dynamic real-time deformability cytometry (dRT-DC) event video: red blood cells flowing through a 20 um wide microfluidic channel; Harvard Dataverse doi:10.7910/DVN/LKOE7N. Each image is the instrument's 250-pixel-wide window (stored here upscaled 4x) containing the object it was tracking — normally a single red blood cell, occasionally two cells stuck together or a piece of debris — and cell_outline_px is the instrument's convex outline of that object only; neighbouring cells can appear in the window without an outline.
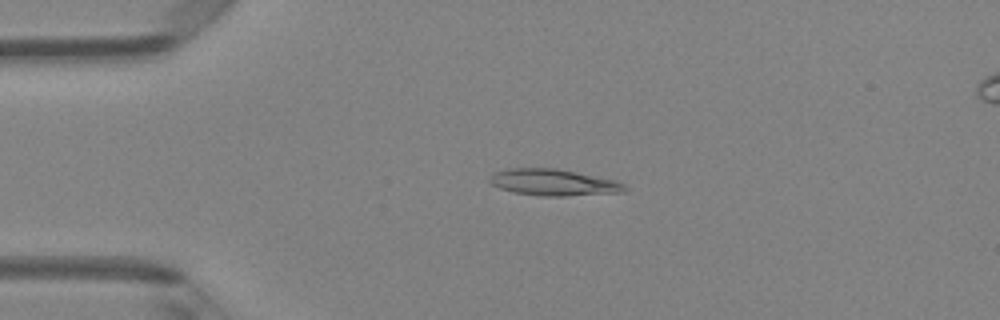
{"species": "Egyptian fruit bat (a non-hibernating species)", "species_latin": "Rousettus aegyptiacus", "temperature_condition": "room temperature", "stored_images_in_passage": 5, "camera_frame_rate_fps": 3000, "um_per_image_px": 0.085, "animal": {"sex": "female"}, "frame": {"image": 1, "passage_image": 4, "time_ms": 3.333, "image_size_px": [1000, 320], "cell_outline_px": [[628, 188], [624, 192], [564, 196], [544, 196], [512, 192], [500, 188], [492, 184], [488, 180], [488, 176], [492, 172], [508, 168], [556, 168], [616, 180], [624, 184]], "centroid_in_image_um": [47.01, 15.5], "position_along_channel_um": 38.0, "area_um2": 20.98}}